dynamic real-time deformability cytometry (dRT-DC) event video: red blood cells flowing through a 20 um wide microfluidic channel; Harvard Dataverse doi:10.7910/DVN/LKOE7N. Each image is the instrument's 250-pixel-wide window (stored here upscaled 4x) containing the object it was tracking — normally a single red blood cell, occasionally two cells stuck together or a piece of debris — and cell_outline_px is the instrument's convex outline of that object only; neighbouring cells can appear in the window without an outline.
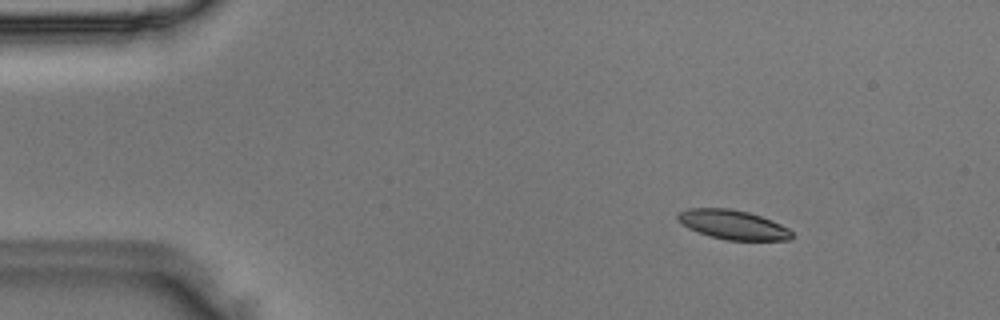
{"species": "Egyptian fruit bat (a non-hibernating species)", "species_latin": "Rousettus aegyptiacus", "temperature_condition": "room temperature", "stored_images_in_passage": 45, "camera_frame_rate_fps": 3000, "um_per_image_px": 0.085, "animal": {"sex": "male"}, "frame": {"image": 1, "passage_image": 3, "time_ms": 0.667, "image_size_px": [1000, 320], "cell_outline_px": [[792, 240], [728, 240], [708, 236], [688, 228], [676, 216], [680, 212], [688, 208], [728, 208], [748, 212], [772, 220], [788, 228], [792, 232]], "centroid_in_image_um": [62.32, 19.1], "position_along_channel_um": 22.7, "area_um2": 19.36}}
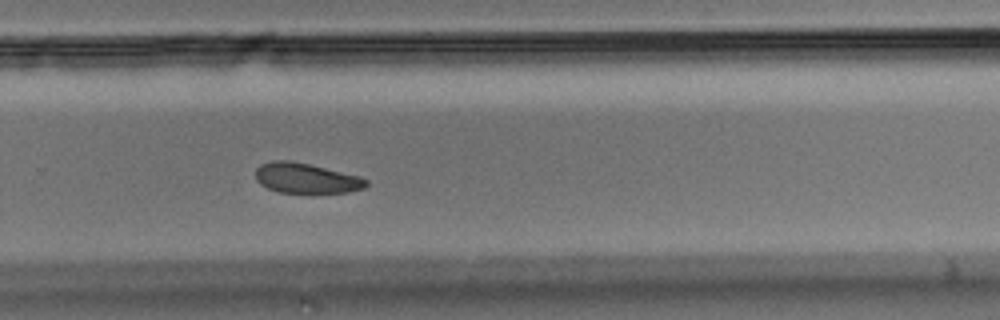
{"frame": {"image": 2, "passage_image": 29, "time_ms": 9.333, "image_size_px": [1000, 320], "cell_outline_px": [[368, 184], [364, 188], [348, 192], [280, 192], [268, 188], [260, 184], [256, 180], [256, 168], [260, 164], [272, 160], [288, 160], [308, 164], [360, 176], [368, 180]], "centroid_in_image_um": [26.01, 15.13], "position_along_channel_um": 303.8, "area_um2": 19.25}}
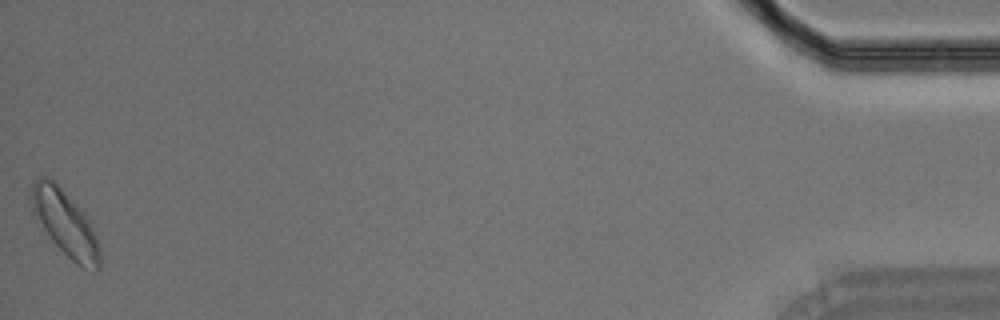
{"frame": {"image": 3, "passage_image": 45, "time_ms": 14.667, "image_size_px": [1000, 320], "cell_outline_px": [[100, 268], [96, 272], [84, 268], [76, 264], [52, 240], [32, 212], [32, 184], [40, 176], [44, 176], [52, 180], [60, 188], [88, 220], [96, 236], [100, 248]], "centroid_in_image_um": [5.56, 19.04], "position_along_channel_um": 429.6, "area_um2": 25.09}}